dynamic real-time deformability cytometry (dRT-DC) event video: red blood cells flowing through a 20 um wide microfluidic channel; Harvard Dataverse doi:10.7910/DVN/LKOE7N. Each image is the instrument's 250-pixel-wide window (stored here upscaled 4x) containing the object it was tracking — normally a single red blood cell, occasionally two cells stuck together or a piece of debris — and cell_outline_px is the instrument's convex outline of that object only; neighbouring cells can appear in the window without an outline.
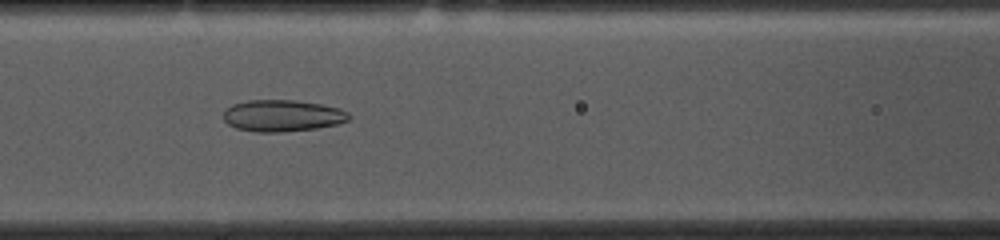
{"species": "common noctule bat (a hibernating species)", "species_latin": "Nyctalus noctula", "temperature_condition": "cold", "stored_images_in_passage": 53, "camera_frame_rate_fps": 3000, "um_per_image_px": 0.085, "animal": {"sex": "female", "body_mass_g": 10.0, "forearm_length_mm": 53.1}, "frame": {"image": 1, "passage_image": 21, "time_ms": 6.667, "image_size_px": [1000, 240], "cell_outline_px": [[352, 116], [348, 120], [336, 124], [316, 128], [284, 132], [256, 132], [236, 128], [228, 124], [224, 120], [224, 108], [232, 104], [248, 100], [296, 100], [320, 104], [340, 108], [348, 112]], "centroid_in_image_um": [23.99, 9.83], "position_along_channel_um": 142.6, "area_um2": 23.29}}
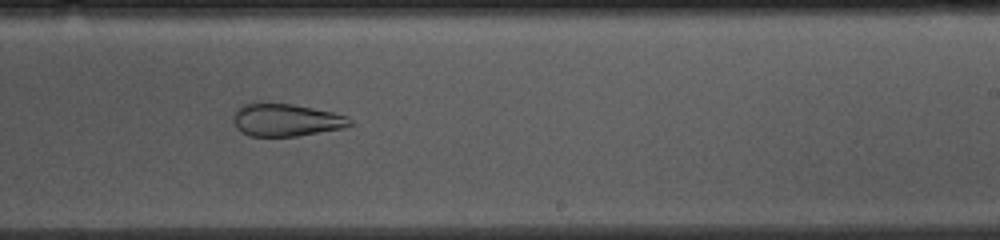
{"frame": {"image": 2, "passage_image": 31, "time_ms": 10.0, "image_size_px": [1000, 240], "cell_outline_px": [[352, 124], [344, 128], [296, 136], [248, 136], [240, 132], [236, 128], [232, 120], [236, 112], [244, 104], [292, 104], [332, 112], [344, 116], [352, 120]], "centroid_in_image_um": [24.31, 10.23], "position_along_channel_um": 264.7, "area_um2": 21.73}}
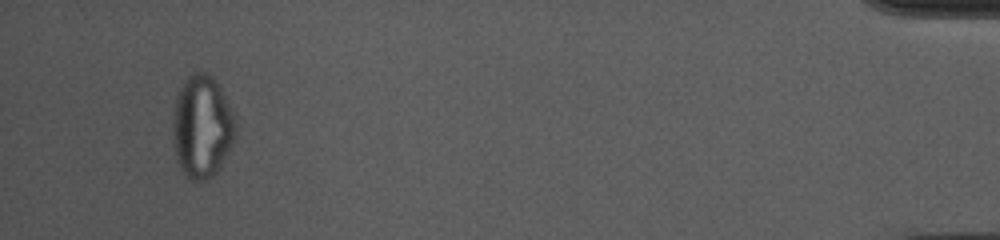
{"frame": {"image": 3, "passage_image": 50, "time_ms": 16.333, "image_size_px": [1000, 240], "cell_outline_px": [[236, 136], [220, 168], [208, 180], [200, 184], [192, 180], [180, 168], [176, 156], [172, 140], [172, 120], [176, 96], [184, 80], [192, 72], [204, 72], [216, 80], [236, 120]], "centroid_in_image_um": [17.16, 10.8], "position_along_channel_um": 418.0, "area_um2": 37.86}, "authors_computed_cell_mechanics": {"area_um2": 28.2642, "velocity_mm_per_s": 3.6715, "shape_relaxation_time_tau1_ms": null, "shape_relaxation_time_tau2_ms": 2.7904, "deformation_change_tau1": null, "deformation_change_tau2": 0.1031}}